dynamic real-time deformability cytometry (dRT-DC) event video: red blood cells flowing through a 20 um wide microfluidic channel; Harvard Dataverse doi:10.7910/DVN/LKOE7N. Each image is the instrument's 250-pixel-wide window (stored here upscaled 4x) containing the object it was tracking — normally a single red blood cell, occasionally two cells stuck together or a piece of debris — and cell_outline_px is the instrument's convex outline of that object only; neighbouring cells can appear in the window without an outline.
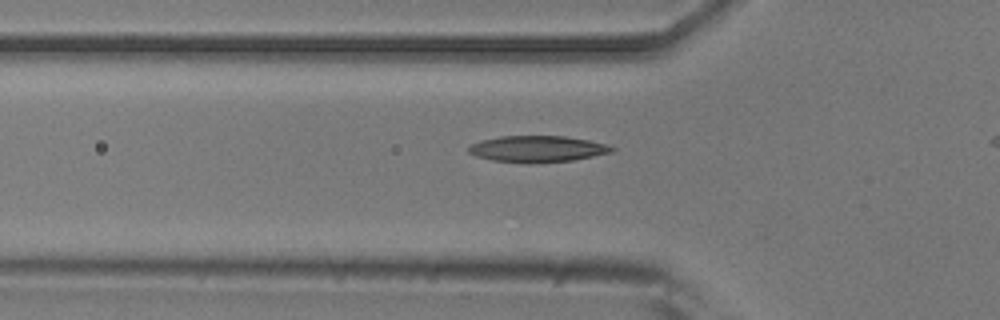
{"species": "common noctule bat (a hibernating species)", "species_latin": "Nyctalus noctula", "temperature_condition": "room temperature", "stored_images_in_passage": 37, "camera_frame_rate_fps": 3000, "um_per_image_px": 0.085, "animal": {"sex": "male", "body_mass_g": 20.5, "forearm_length_mm": 52.5}, "frame": {"image": 1, "passage_image": 11, "time_ms": 3.333, "image_size_px": [1000, 320], "cell_outline_px": [[616, 148], [612, 152], [572, 160], [492, 160], [476, 156], [468, 152], [468, 148], [472, 144], [480, 140], [500, 136], [564, 136], [588, 140], [608, 144]], "centroid_in_image_um": [45.7, 12.6], "position_along_channel_um": 80.1, "area_um2": 20.92}}
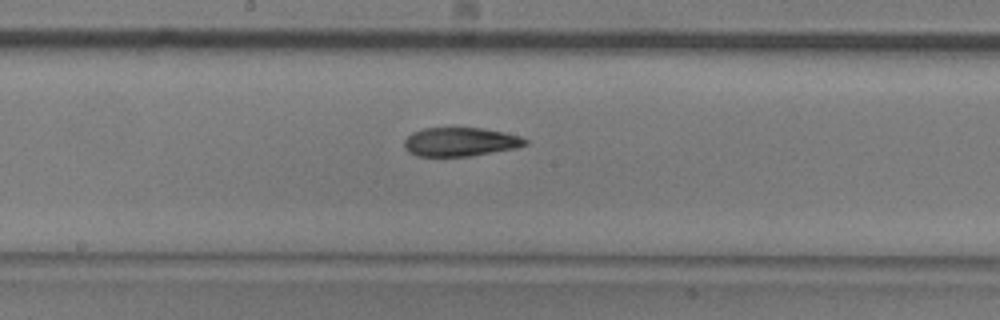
{"frame": {"image": 2, "passage_image": 21, "time_ms": 6.667, "image_size_px": [1000, 320], "cell_outline_px": [[528, 144], [516, 148], [468, 156], [416, 156], [408, 152], [404, 148], [404, 140], [412, 132], [424, 128], [480, 128], [504, 132], [520, 136], [528, 140]], "centroid_in_image_um": [39.11, 12.06], "position_along_channel_um": 209.1, "area_um2": 20.29}}
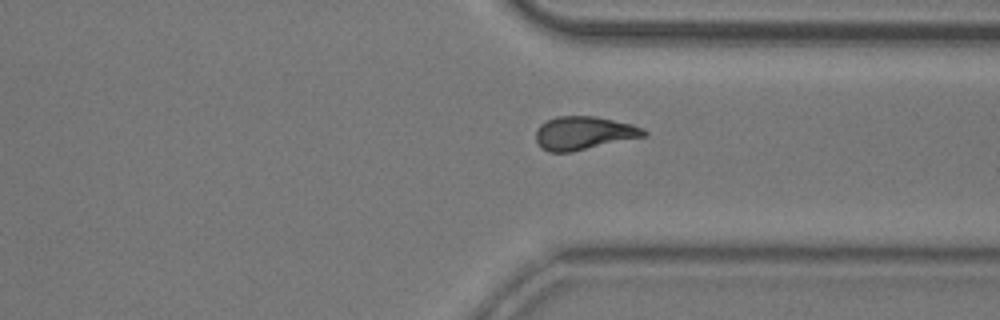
{"frame": {"image": 3, "passage_image": 33, "time_ms": 10.667, "image_size_px": [1000, 320], "cell_outline_px": [[648, 132], [644, 136], [572, 152], [548, 152], [540, 148], [536, 140], [536, 128], [544, 120], [556, 116], [596, 116], [632, 124], [644, 128]], "centroid_in_image_um": [49.57, 11.3], "position_along_channel_um": 361.8, "area_um2": 21.15}}